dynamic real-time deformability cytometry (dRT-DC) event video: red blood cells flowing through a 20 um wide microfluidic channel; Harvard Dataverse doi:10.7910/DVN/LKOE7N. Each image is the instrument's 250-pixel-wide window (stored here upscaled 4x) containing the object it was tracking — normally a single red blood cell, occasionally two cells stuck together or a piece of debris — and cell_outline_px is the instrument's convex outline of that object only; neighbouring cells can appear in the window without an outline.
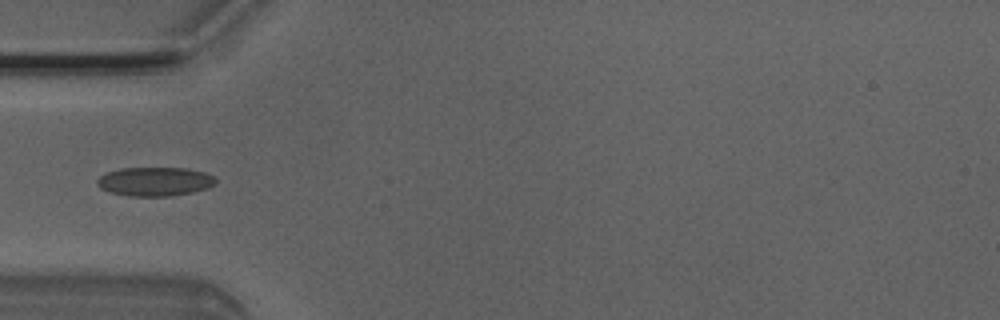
{"species": "Egyptian fruit bat (a non-hibernating species)", "species_latin": "Rousettus aegyptiacus", "temperature_condition": "room temperature", "stored_images_in_passage": 4, "camera_frame_rate_fps": 3000, "um_per_image_px": 0.085, "animal": {"sex": "male"}, "frame": {"image": 1, "passage_image": 4, "time_ms": 1.0, "image_size_px": [1000, 320], "cell_outline_px": [[216, 184], [208, 188], [192, 192], [172, 196], [128, 196], [108, 192], [100, 188], [96, 184], [96, 180], [100, 176], [108, 172], [120, 168], [188, 168], [204, 172], [216, 176]], "centroid_in_image_um": [13.17, 15.43], "position_along_channel_um": 71.8, "area_um2": 20.23}}